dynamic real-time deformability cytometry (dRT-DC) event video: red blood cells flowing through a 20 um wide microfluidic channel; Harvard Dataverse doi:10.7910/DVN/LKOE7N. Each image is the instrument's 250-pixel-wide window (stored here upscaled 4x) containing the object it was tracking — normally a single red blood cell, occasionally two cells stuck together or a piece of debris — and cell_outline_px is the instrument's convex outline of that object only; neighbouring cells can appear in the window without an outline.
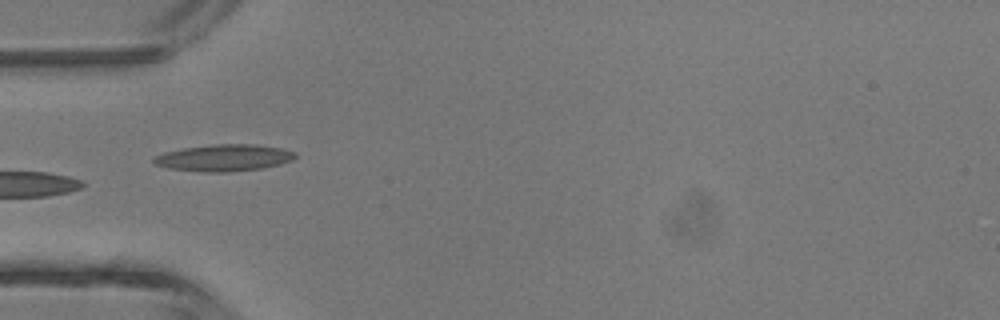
{"species": "common noctule bat (a hibernating species)", "species_latin": "Nyctalus noctula", "temperature_condition": "room temperature", "stored_images_in_passage": 4, "camera_frame_rate_fps": 3000, "um_per_image_px": 0.085, "animal": {"sex": "male", "body_mass_g": 13.3}, "frame": {"image": 1, "passage_image": 4, "time_ms": 4.333, "image_size_px": [1000, 320], "cell_outline_px": [[296, 156], [292, 160], [280, 164], [264, 168], [228, 172], [204, 172], [168, 168], [156, 164], [152, 160], [156, 156], [164, 152], [184, 148], [212, 144], [256, 144], [280, 148], [296, 152]], "centroid_in_image_um": [19.06, 13.41], "position_along_channel_um": 65.9, "area_um2": 22.02}}